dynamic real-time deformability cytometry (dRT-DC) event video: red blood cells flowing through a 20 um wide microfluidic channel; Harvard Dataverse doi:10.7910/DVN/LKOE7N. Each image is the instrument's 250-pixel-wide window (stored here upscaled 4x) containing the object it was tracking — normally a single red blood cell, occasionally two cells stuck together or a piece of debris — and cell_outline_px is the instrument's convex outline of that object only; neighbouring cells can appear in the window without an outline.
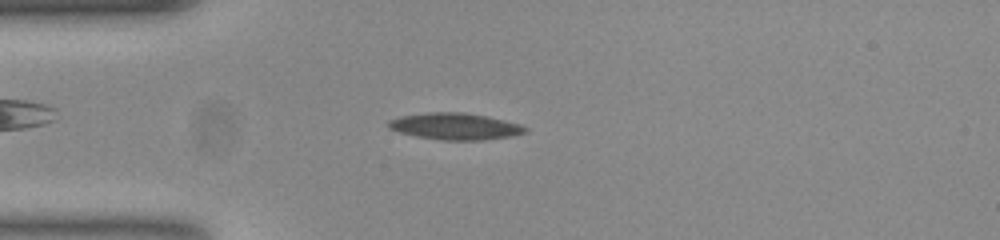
{"species": "common noctule bat (a hibernating species)", "species_latin": "Nyctalus noctula", "temperature_condition": "room temperature", "stored_images_in_passage": 47, "camera_frame_rate_fps": 3000, "um_per_image_px": 0.085, "animal": {"sex": "female", "body_mass_g": 23.0, "forearm_length_mm": 53.4}, "frame": {"image": 1, "passage_image": 7, "time_ms": 2.0, "image_size_px": [1000, 240], "cell_outline_px": [[528, 132], [508, 136], [484, 140], [440, 140], [416, 136], [400, 132], [388, 128], [388, 120], [400, 116], [428, 112], [464, 112], [504, 120], [520, 124], [528, 128]], "centroid_in_image_um": [38.67, 10.74], "position_along_channel_um": 46.3, "area_um2": 21.15}}
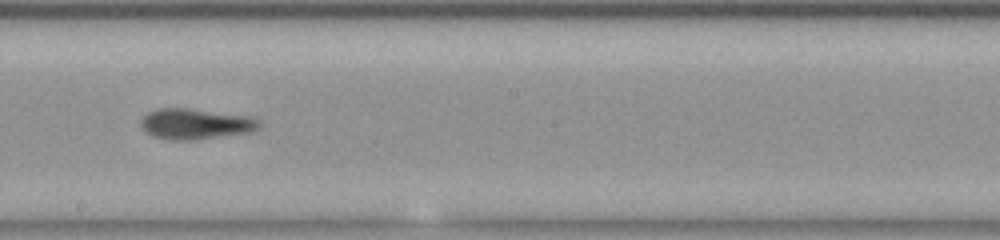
{"frame": {"image": 2, "passage_image": 23, "time_ms": 7.333, "image_size_px": [1000, 240], "cell_outline_px": [[260, 124], [252, 132], [196, 140], [172, 140], [152, 136], [140, 124], [140, 120], [148, 112], [156, 108], [188, 108], [252, 116], [260, 120]], "centroid_in_image_um": [16.64, 10.53], "position_along_channel_um": 231.6, "area_um2": 21.27}}
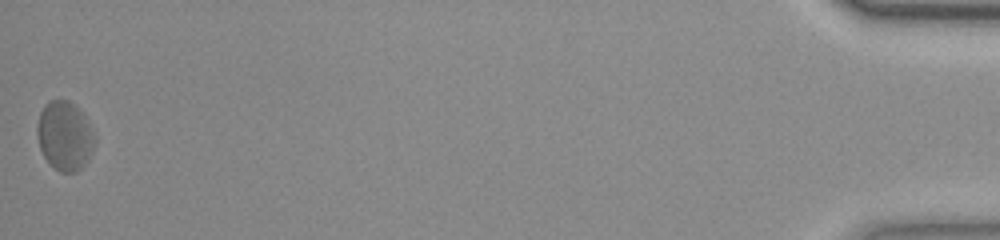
{"frame": {"image": 3, "passage_image": 47, "time_ms": 15.333, "image_size_px": [1000, 240], "cell_outline_px": [[96, 140], [92, 152], [88, 160], [76, 172], [60, 172], [44, 156], [40, 148], [36, 132], [36, 128], [40, 112], [44, 104], [48, 100], [68, 100], [84, 116], [96, 136]], "centroid_in_image_um": [5.5, 11.54], "position_along_channel_um": 429.7, "area_um2": 23.0}, "authors_computed_cell_mechanics": {"area_um2": 20.5768, "velocity_mm_per_s": 3.738, "shape_relaxation_time_tau1_ms": null, "shape_relaxation_time_tau2_ms": 2.9765, "deformation_change_tau1": null, "deformation_change_tau2": 0.1123}}